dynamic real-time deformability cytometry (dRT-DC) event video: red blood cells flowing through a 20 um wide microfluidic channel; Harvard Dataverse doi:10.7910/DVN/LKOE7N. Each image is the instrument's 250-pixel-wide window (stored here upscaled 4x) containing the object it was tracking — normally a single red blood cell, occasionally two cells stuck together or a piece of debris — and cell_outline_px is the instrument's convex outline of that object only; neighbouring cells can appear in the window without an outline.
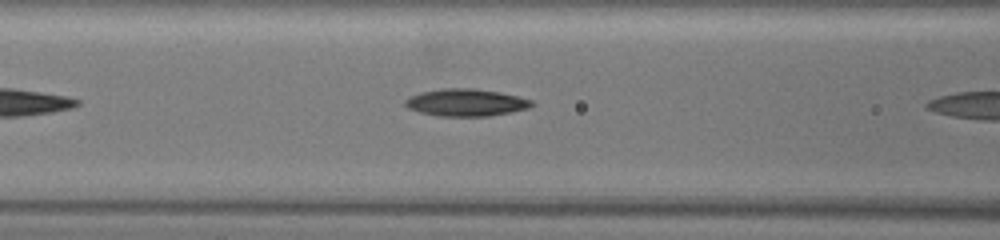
{"species": "common noctule bat (a hibernating species)", "species_latin": "Nyctalus noctula", "temperature_condition": "warm", "stored_images_in_passage": 9, "camera_frame_rate_fps": 3000, "um_per_image_px": 0.085, "animal": {"sex": "female", "body_mass_g": 19.5, "forearm_length_mm": 54.1}, "frame": {"image": 1, "passage_image": 8, "time_ms": 2.333, "image_size_px": [1000, 240], "cell_outline_px": [[536, 104], [528, 108], [512, 112], [488, 116], [436, 116], [420, 112], [408, 108], [404, 104], [404, 100], [420, 92], [440, 88], [472, 88], [500, 92], [532, 100]], "centroid_in_image_um": [39.61, 8.71], "position_along_channel_um": 127.0, "area_um2": 20.17}}